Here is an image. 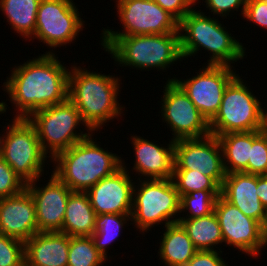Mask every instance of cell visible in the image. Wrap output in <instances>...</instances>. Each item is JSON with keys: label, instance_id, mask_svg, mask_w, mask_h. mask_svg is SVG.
<instances>
[{"label": "cell", "instance_id": "6da1fadb", "mask_svg": "<svg viewBox=\"0 0 267 266\" xmlns=\"http://www.w3.org/2000/svg\"><path fill=\"white\" fill-rule=\"evenodd\" d=\"M53 52L27 61L12 70L4 82V91L18 109L14 118H28L40 109L61 103L68 98L69 69Z\"/></svg>", "mask_w": 267, "mask_h": 266}, {"label": "cell", "instance_id": "7a4b0ae2", "mask_svg": "<svg viewBox=\"0 0 267 266\" xmlns=\"http://www.w3.org/2000/svg\"><path fill=\"white\" fill-rule=\"evenodd\" d=\"M68 75V98L74 103L87 131L93 132L122 112L117 95L120 79L73 67ZM119 79V80H118Z\"/></svg>", "mask_w": 267, "mask_h": 266}, {"label": "cell", "instance_id": "3957f363", "mask_svg": "<svg viewBox=\"0 0 267 266\" xmlns=\"http://www.w3.org/2000/svg\"><path fill=\"white\" fill-rule=\"evenodd\" d=\"M91 136L53 159L54 164H57L53 174L72 191L86 192L122 167L121 157L104 150Z\"/></svg>", "mask_w": 267, "mask_h": 266}, {"label": "cell", "instance_id": "277c9868", "mask_svg": "<svg viewBox=\"0 0 267 266\" xmlns=\"http://www.w3.org/2000/svg\"><path fill=\"white\" fill-rule=\"evenodd\" d=\"M215 18L192 9L179 22L180 46L183 58L195 55L200 48L212 53L208 65H225L245 56V47ZM181 32H185L182 34Z\"/></svg>", "mask_w": 267, "mask_h": 266}, {"label": "cell", "instance_id": "5b68a950", "mask_svg": "<svg viewBox=\"0 0 267 266\" xmlns=\"http://www.w3.org/2000/svg\"><path fill=\"white\" fill-rule=\"evenodd\" d=\"M102 46L119 65L166 70L183 59L179 33L103 36Z\"/></svg>", "mask_w": 267, "mask_h": 266}, {"label": "cell", "instance_id": "8992f818", "mask_svg": "<svg viewBox=\"0 0 267 266\" xmlns=\"http://www.w3.org/2000/svg\"><path fill=\"white\" fill-rule=\"evenodd\" d=\"M209 128L214 136L267 128L261 102L238 75L226 87L220 109L209 122Z\"/></svg>", "mask_w": 267, "mask_h": 266}, {"label": "cell", "instance_id": "52a82bcc", "mask_svg": "<svg viewBox=\"0 0 267 266\" xmlns=\"http://www.w3.org/2000/svg\"><path fill=\"white\" fill-rule=\"evenodd\" d=\"M27 119L35 127L42 150L46 155L50 153L49 157L52 160L59 153L90 135V132L87 134L83 131L77 134V126L85 125V123L69 98L61 103L35 111Z\"/></svg>", "mask_w": 267, "mask_h": 266}, {"label": "cell", "instance_id": "ba28073f", "mask_svg": "<svg viewBox=\"0 0 267 266\" xmlns=\"http://www.w3.org/2000/svg\"><path fill=\"white\" fill-rule=\"evenodd\" d=\"M138 180L140 188L133 187L130 220L134 221L135 227L144 233L162 221L165 226L178 223L179 218L172 217L180 213V196L172 178Z\"/></svg>", "mask_w": 267, "mask_h": 266}, {"label": "cell", "instance_id": "9c48e42d", "mask_svg": "<svg viewBox=\"0 0 267 266\" xmlns=\"http://www.w3.org/2000/svg\"><path fill=\"white\" fill-rule=\"evenodd\" d=\"M0 137V156L26 184L44 173L48 157L40 145L35 127L26 118H14Z\"/></svg>", "mask_w": 267, "mask_h": 266}, {"label": "cell", "instance_id": "30bf717a", "mask_svg": "<svg viewBox=\"0 0 267 266\" xmlns=\"http://www.w3.org/2000/svg\"><path fill=\"white\" fill-rule=\"evenodd\" d=\"M123 32L104 29L102 36L179 33V22L154 0H117Z\"/></svg>", "mask_w": 267, "mask_h": 266}, {"label": "cell", "instance_id": "8fae6325", "mask_svg": "<svg viewBox=\"0 0 267 266\" xmlns=\"http://www.w3.org/2000/svg\"><path fill=\"white\" fill-rule=\"evenodd\" d=\"M72 0H41L33 37L49 47L72 42L84 27Z\"/></svg>", "mask_w": 267, "mask_h": 266}, {"label": "cell", "instance_id": "7c38bea8", "mask_svg": "<svg viewBox=\"0 0 267 266\" xmlns=\"http://www.w3.org/2000/svg\"><path fill=\"white\" fill-rule=\"evenodd\" d=\"M200 70L192 78L178 80L174 77L168 81H174L210 122L220 109L226 87L238 74L225 65H207Z\"/></svg>", "mask_w": 267, "mask_h": 266}, {"label": "cell", "instance_id": "4fadbf2b", "mask_svg": "<svg viewBox=\"0 0 267 266\" xmlns=\"http://www.w3.org/2000/svg\"><path fill=\"white\" fill-rule=\"evenodd\" d=\"M162 99L163 121L173 132L172 140L202 138L210 135L209 122L195 107L185 92L174 82L167 81Z\"/></svg>", "mask_w": 267, "mask_h": 266}, {"label": "cell", "instance_id": "5bb4252c", "mask_svg": "<svg viewBox=\"0 0 267 266\" xmlns=\"http://www.w3.org/2000/svg\"><path fill=\"white\" fill-rule=\"evenodd\" d=\"M174 170H193L211 177L221 187L226 172L217 136L175 140Z\"/></svg>", "mask_w": 267, "mask_h": 266}, {"label": "cell", "instance_id": "9a60e30c", "mask_svg": "<svg viewBox=\"0 0 267 266\" xmlns=\"http://www.w3.org/2000/svg\"><path fill=\"white\" fill-rule=\"evenodd\" d=\"M214 212L225 244L233 245L250 256H257L261 249L266 247L267 240L262 225L257 220L245 216L221 195L216 200Z\"/></svg>", "mask_w": 267, "mask_h": 266}, {"label": "cell", "instance_id": "2e32d148", "mask_svg": "<svg viewBox=\"0 0 267 266\" xmlns=\"http://www.w3.org/2000/svg\"><path fill=\"white\" fill-rule=\"evenodd\" d=\"M46 186L37 187V180L26 184L35 203L38 232H60L72 190L52 174Z\"/></svg>", "mask_w": 267, "mask_h": 266}, {"label": "cell", "instance_id": "e0dca14e", "mask_svg": "<svg viewBox=\"0 0 267 266\" xmlns=\"http://www.w3.org/2000/svg\"><path fill=\"white\" fill-rule=\"evenodd\" d=\"M122 167L113 174L101 179L86 193L96 215L123 214L131 215L134 184L129 170Z\"/></svg>", "mask_w": 267, "mask_h": 266}, {"label": "cell", "instance_id": "ac0fdd59", "mask_svg": "<svg viewBox=\"0 0 267 266\" xmlns=\"http://www.w3.org/2000/svg\"><path fill=\"white\" fill-rule=\"evenodd\" d=\"M36 233L35 203L26 188L15 196L0 198V234L26 242Z\"/></svg>", "mask_w": 267, "mask_h": 266}, {"label": "cell", "instance_id": "d6986e66", "mask_svg": "<svg viewBox=\"0 0 267 266\" xmlns=\"http://www.w3.org/2000/svg\"><path fill=\"white\" fill-rule=\"evenodd\" d=\"M131 137L135 151L133 170L138 175L142 174L148 179H170L173 177L174 140L171 139L166 148V146L160 147L158 144L139 136Z\"/></svg>", "mask_w": 267, "mask_h": 266}, {"label": "cell", "instance_id": "ffe728a7", "mask_svg": "<svg viewBox=\"0 0 267 266\" xmlns=\"http://www.w3.org/2000/svg\"><path fill=\"white\" fill-rule=\"evenodd\" d=\"M221 196L245 216L257 220L262 225L265 208L257 196V175L245 172L226 174L221 186Z\"/></svg>", "mask_w": 267, "mask_h": 266}, {"label": "cell", "instance_id": "44dd1931", "mask_svg": "<svg viewBox=\"0 0 267 266\" xmlns=\"http://www.w3.org/2000/svg\"><path fill=\"white\" fill-rule=\"evenodd\" d=\"M70 236L38 232L25 242V266H67Z\"/></svg>", "mask_w": 267, "mask_h": 266}, {"label": "cell", "instance_id": "7402d4cb", "mask_svg": "<svg viewBox=\"0 0 267 266\" xmlns=\"http://www.w3.org/2000/svg\"><path fill=\"white\" fill-rule=\"evenodd\" d=\"M96 213L86 192L72 191L67 200L61 233L68 236H91Z\"/></svg>", "mask_w": 267, "mask_h": 266}, {"label": "cell", "instance_id": "603a6c76", "mask_svg": "<svg viewBox=\"0 0 267 266\" xmlns=\"http://www.w3.org/2000/svg\"><path fill=\"white\" fill-rule=\"evenodd\" d=\"M165 228L158 252L162 262L166 266H186L198 250L179 222Z\"/></svg>", "mask_w": 267, "mask_h": 266}, {"label": "cell", "instance_id": "cb8c5ba5", "mask_svg": "<svg viewBox=\"0 0 267 266\" xmlns=\"http://www.w3.org/2000/svg\"><path fill=\"white\" fill-rule=\"evenodd\" d=\"M223 153L226 174L248 173V159L252 148V131L228 133L217 136Z\"/></svg>", "mask_w": 267, "mask_h": 266}, {"label": "cell", "instance_id": "d4e9b609", "mask_svg": "<svg viewBox=\"0 0 267 266\" xmlns=\"http://www.w3.org/2000/svg\"><path fill=\"white\" fill-rule=\"evenodd\" d=\"M178 222L198 251L215 250L214 246L222 244L223 238L218 218L215 212L200 218L179 219Z\"/></svg>", "mask_w": 267, "mask_h": 266}, {"label": "cell", "instance_id": "484cf974", "mask_svg": "<svg viewBox=\"0 0 267 266\" xmlns=\"http://www.w3.org/2000/svg\"><path fill=\"white\" fill-rule=\"evenodd\" d=\"M41 0H0V9L14 31L25 38L35 33L38 6Z\"/></svg>", "mask_w": 267, "mask_h": 266}, {"label": "cell", "instance_id": "4316f807", "mask_svg": "<svg viewBox=\"0 0 267 266\" xmlns=\"http://www.w3.org/2000/svg\"><path fill=\"white\" fill-rule=\"evenodd\" d=\"M131 219V215L99 214L95 218L94 232L91 235L94 246L106 258V248L120 234L123 224Z\"/></svg>", "mask_w": 267, "mask_h": 266}, {"label": "cell", "instance_id": "83f0119b", "mask_svg": "<svg viewBox=\"0 0 267 266\" xmlns=\"http://www.w3.org/2000/svg\"><path fill=\"white\" fill-rule=\"evenodd\" d=\"M105 261L91 236H70L67 266H100Z\"/></svg>", "mask_w": 267, "mask_h": 266}, {"label": "cell", "instance_id": "f1b7e54d", "mask_svg": "<svg viewBox=\"0 0 267 266\" xmlns=\"http://www.w3.org/2000/svg\"><path fill=\"white\" fill-rule=\"evenodd\" d=\"M221 191H193L180 197V213L189 210L190 214L179 219L200 218L214 212L217 198Z\"/></svg>", "mask_w": 267, "mask_h": 266}, {"label": "cell", "instance_id": "f546056e", "mask_svg": "<svg viewBox=\"0 0 267 266\" xmlns=\"http://www.w3.org/2000/svg\"><path fill=\"white\" fill-rule=\"evenodd\" d=\"M172 180L180 197L193 191H221V187L211 177L193 170H173Z\"/></svg>", "mask_w": 267, "mask_h": 266}, {"label": "cell", "instance_id": "4dcf8cb0", "mask_svg": "<svg viewBox=\"0 0 267 266\" xmlns=\"http://www.w3.org/2000/svg\"><path fill=\"white\" fill-rule=\"evenodd\" d=\"M248 174H267V129L252 131V148L248 159Z\"/></svg>", "mask_w": 267, "mask_h": 266}, {"label": "cell", "instance_id": "1f68e13d", "mask_svg": "<svg viewBox=\"0 0 267 266\" xmlns=\"http://www.w3.org/2000/svg\"><path fill=\"white\" fill-rule=\"evenodd\" d=\"M0 266H25V242L0 234Z\"/></svg>", "mask_w": 267, "mask_h": 266}, {"label": "cell", "instance_id": "d6a6232c", "mask_svg": "<svg viewBox=\"0 0 267 266\" xmlns=\"http://www.w3.org/2000/svg\"><path fill=\"white\" fill-rule=\"evenodd\" d=\"M26 188L9 164L0 156V198L20 194Z\"/></svg>", "mask_w": 267, "mask_h": 266}, {"label": "cell", "instance_id": "836d02e7", "mask_svg": "<svg viewBox=\"0 0 267 266\" xmlns=\"http://www.w3.org/2000/svg\"><path fill=\"white\" fill-rule=\"evenodd\" d=\"M243 17L267 29V2L247 0Z\"/></svg>", "mask_w": 267, "mask_h": 266}, {"label": "cell", "instance_id": "e575fe53", "mask_svg": "<svg viewBox=\"0 0 267 266\" xmlns=\"http://www.w3.org/2000/svg\"><path fill=\"white\" fill-rule=\"evenodd\" d=\"M162 9L172 15L178 22L192 10L198 0H154ZM193 4V5H192Z\"/></svg>", "mask_w": 267, "mask_h": 266}, {"label": "cell", "instance_id": "d590c367", "mask_svg": "<svg viewBox=\"0 0 267 266\" xmlns=\"http://www.w3.org/2000/svg\"><path fill=\"white\" fill-rule=\"evenodd\" d=\"M217 250H202L189 260L186 266H227Z\"/></svg>", "mask_w": 267, "mask_h": 266}, {"label": "cell", "instance_id": "8d00e7d4", "mask_svg": "<svg viewBox=\"0 0 267 266\" xmlns=\"http://www.w3.org/2000/svg\"><path fill=\"white\" fill-rule=\"evenodd\" d=\"M205 3L209 10L213 12V15L220 14V16H225L231 11L235 9H239L241 7V14L244 15L245 6L247 0H205Z\"/></svg>", "mask_w": 267, "mask_h": 266}, {"label": "cell", "instance_id": "74e56055", "mask_svg": "<svg viewBox=\"0 0 267 266\" xmlns=\"http://www.w3.org/2000/svg\"><path fill=\"white\" fill-rule=\"evenodd\" d=\"M257 196L264 208L267 207V174L257 175Z\"/></svg>", "mask_w": 267, "mask_h": 266}, {"label": "cell", "instance_id": "f35d334b", "mask_svg": "<svg viewBox=\"0 0 267 266\" xmlns=\"http://www.w3.org/2000/svg\"><path fill=\"white\" fill-rule=\"evenodd\" d=\"M262 231L267 240V207L265 208V217L262 223Z\"/></svg>", "mask_w": 267, "mask_h": 266}, {"label": "cell", "instance_id": "ab89813d", "mask_svg": "<svg viewBox=\"0 0 267 266\" xmlns=\"http://www.w3.org/2000/svg\"><path fill=\"white\" fill-rule=\"evenodd\" d=\"M263 119H264L265 125L267 127V112L265 111V109H263Z\"/></svg>", "mask_w": 267, "mask_h": 266}]
</instances>
